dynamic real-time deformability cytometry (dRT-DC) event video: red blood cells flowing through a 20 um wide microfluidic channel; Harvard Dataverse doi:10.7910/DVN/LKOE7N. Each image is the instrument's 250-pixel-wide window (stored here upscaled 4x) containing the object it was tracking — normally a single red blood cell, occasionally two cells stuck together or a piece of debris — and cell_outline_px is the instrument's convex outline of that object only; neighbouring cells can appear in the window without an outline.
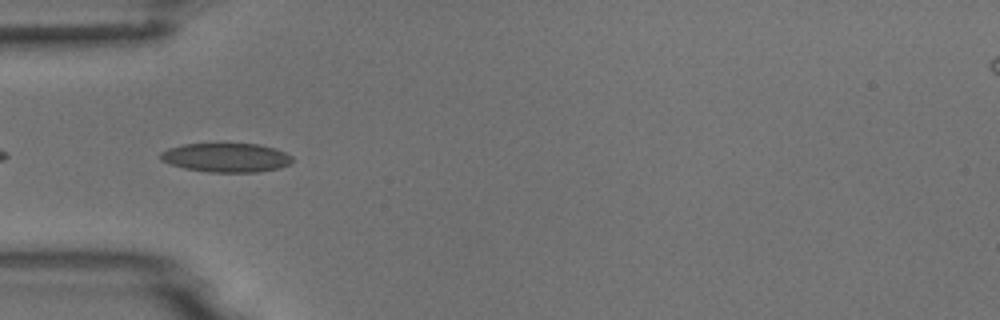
{"species": "common noctule bat (a hibernating species)", "species_latin": "Nyctalus noctula", "temperature_condition": "room temperature", "stored_images_in_passage": 7, "camera_frame_rate_fps": 3000, "um_per_image_px": 0.085, "animal": {"sex": "male", "body_mass_g": 18.8}, "frame": {"image": 1, "passage_image": 5, "time_ms": 4.333, "image_size_px": [1000, 320], "cell_outline_px": [[292, 160], [288, 164], [280, 168], [260, 172], [208, 172], [184, 168], [160, 160], [160, 152], [168, 148], [184, 144], [260, 144], [276, 148], [292, 156]], "centroid_in_image_um": [19.23, 13.39], "position_along_channel_um": 65.8, "area_um2": 22.31}}